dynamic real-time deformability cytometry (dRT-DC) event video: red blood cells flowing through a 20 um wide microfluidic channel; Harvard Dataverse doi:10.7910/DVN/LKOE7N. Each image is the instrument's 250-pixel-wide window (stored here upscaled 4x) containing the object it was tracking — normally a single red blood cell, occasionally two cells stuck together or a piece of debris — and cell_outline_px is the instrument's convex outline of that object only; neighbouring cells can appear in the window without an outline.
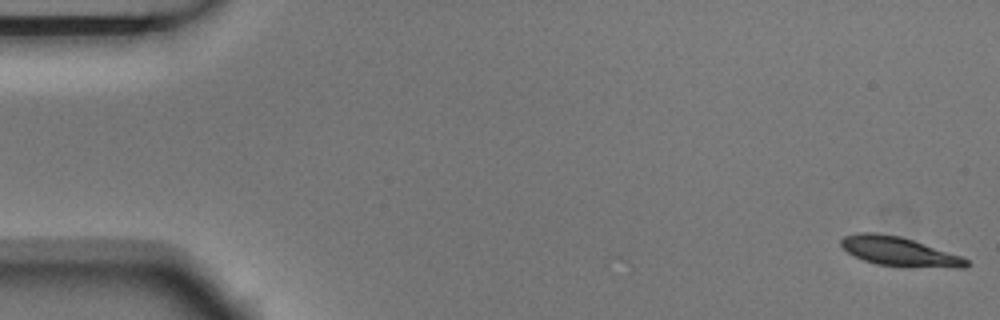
{"species": "Egyptian fruit bat (a non-hibernating species)", "species_latin": "Rousettus aegyptiacus", "temperature_condition": "room temperature", "stored_images_in_passage": 6, "camera_frame_rate_fps": 3000, "um_per_image_px": 0.085, "animal": {"sex": "male"}, "frame": {"image": 1, "passage_image": 1, "time_ms": 0.0, "image_size_px": [1000, 320], "cell_outline_px": [[968, 264], [964, 268], [904, 268], [876, 264], [864, 260], [848, 252], [840, 244], [840, 240], [844, 236], [856, 232], [876, 232], [900, 236], [960, 256], [968, 260]], "centroid_in_image_um": [76.42, 21.4], "position_along_channel_um": 8.6, "area_um2": 21.5}}